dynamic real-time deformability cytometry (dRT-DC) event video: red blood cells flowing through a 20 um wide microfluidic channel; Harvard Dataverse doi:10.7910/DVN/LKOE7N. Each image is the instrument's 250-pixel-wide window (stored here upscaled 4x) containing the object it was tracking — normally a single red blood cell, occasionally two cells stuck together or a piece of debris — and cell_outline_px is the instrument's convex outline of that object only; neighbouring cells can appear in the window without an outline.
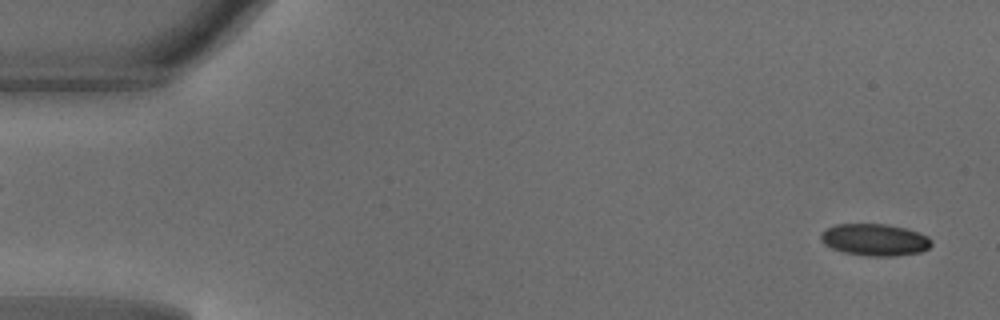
{"species": "common noctule bat (a hibernating species)", "species_latin": "Nyctalus noctula", "temperature_condition": "warm", "stored_images_in_passage": 48, "camera_frame_rate_fps": 3000, "um_per_image_px": 0.085, "animal": {"sex": "male", "body_mass_g": 18.8}, "frame": {"image": 1, "passage_image": 2, "time_ms": 0.333, "image_size_px": [1000, 320], "cell_outline_px": [[932, 244], [928, 248], [920, 252], [896, 256], [868, 256], [844, 252], [832, 248], [824, 244], [820, 240], [820, 232], [836, 224], [888, 224], [908, 228], [928, 236], [932, 240]], "centroid_in_image_um": [74.37, 20.37], "position_along_channel_um": 10.6, "area_um2": 20.75}}
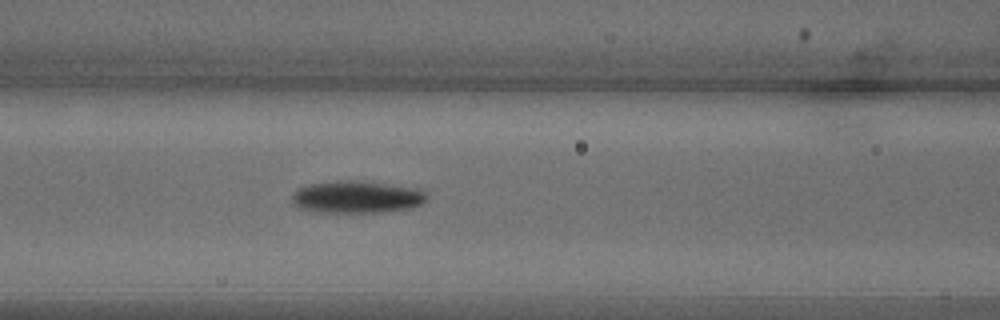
{"frame": {"image": 2, "passage_image": 20, "time_ms": 6.333, "image_size_px": [1000, 320], "cell_outline_px": [[428, 196], [420, 204], [408, 208], [384, 212], [324, 212], [300, 208], [292, 204], [292, 196], [296, 188], [308, 184], [336, 180], [360, 180], [420, 188], [428, 192]], "centroid_in_image_um": [30.33, 16.72], "position_along_channel_um": 136.3, "area_um2": 25.61}}
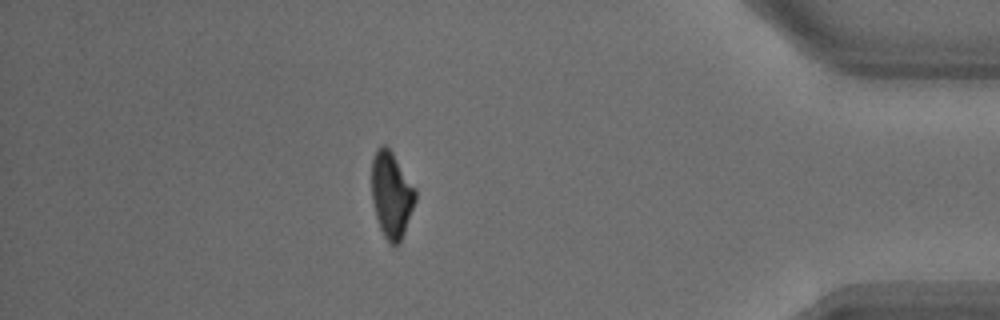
{"frame": {"image": 3, "passage_image": 42, "time_ms": 13.667, "image_size_px": [1000, 320], "cell_outline_px": [[416, 200], [404, 232], [400, 240], [396, 244], [392, 244], [384, 236], [380, 228], [376, 216], [372, 200], [372, 160], [376, 148], [384, 144], [392, 152], [416, 188]], "centroid_in_image_um": [33.27, 16.51], "position_along_channel_um": 401.9, "area_um2": 21.68}, "authors_computed_cell_mechanics": {"area_um2": 23.0333, "velocity_mm_per_s": 4.1723, "shape_relaxation_time_tau1_ms": 2.4269, "shape_relaxation_time_tau2_ms": null, "deformation_change_tau1": 0.142, "deformation_change_tau2": null}}